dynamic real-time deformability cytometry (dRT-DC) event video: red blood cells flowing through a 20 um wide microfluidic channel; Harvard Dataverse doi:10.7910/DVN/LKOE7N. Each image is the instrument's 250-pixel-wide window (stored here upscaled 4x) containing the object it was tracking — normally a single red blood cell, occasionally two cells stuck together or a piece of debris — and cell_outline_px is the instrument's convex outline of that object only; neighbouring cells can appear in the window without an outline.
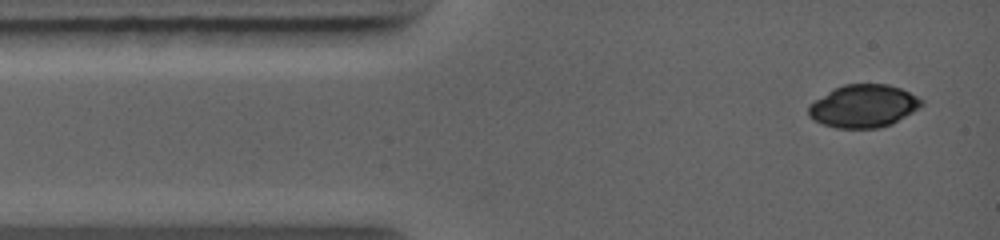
{"species": "common noctule bat (a hibernating species)", "species_latin": "Nyctalus noctula", "temperature_condition": "warm", "stored_images_in_passage": 21, "camera_frame_rate_fps": 5000, "um_per_image_px": 0.085, "animal": {"sex": "female", "body_mass_g": 19.0, "forearm_length_mm": 56.7}, "frame": {"image": 1, "passage_image": 1, "time_ms": 0.0, "image_size_px": [1000, 240], "cell_outline_px": [[920, 104], [912, 112], [888, 124], [876, 128], [840, 128], [824, 124], [808, 116], [808, 108], [816, 100], [832, 88], [844, 84], [888, 84], [900, 88], [916, 96], [920, 100]], "centroid_in_image_um": [73.34, 9.0], "position_along_channel_um": 11.7, "area_um2": 27.4}}
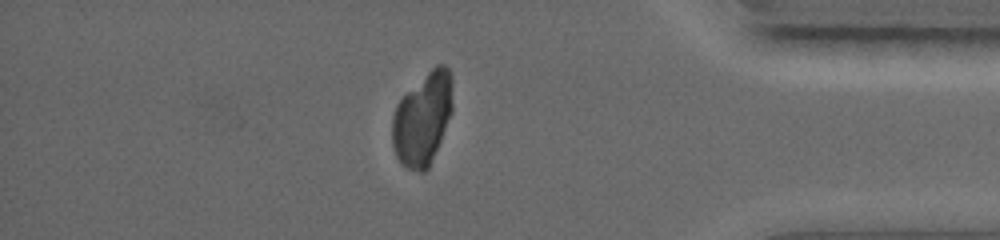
{"frame": {"image": 2, "passage_image": 21, "time_ms": 9.8, "image_size_px": [1000, 240], "cell_outline_px": [[452, 112], [428, 168], [424, 172], [420, 172], [408, 168], [396, 156], [392, 144], [392, 116], [396, 104], [436, 64], [444, 64], [452, 72]], "centroid_in_image_um": [35.93, 10.08], "position_along_channel_um": 399.3, "area_um2": 32.19}}